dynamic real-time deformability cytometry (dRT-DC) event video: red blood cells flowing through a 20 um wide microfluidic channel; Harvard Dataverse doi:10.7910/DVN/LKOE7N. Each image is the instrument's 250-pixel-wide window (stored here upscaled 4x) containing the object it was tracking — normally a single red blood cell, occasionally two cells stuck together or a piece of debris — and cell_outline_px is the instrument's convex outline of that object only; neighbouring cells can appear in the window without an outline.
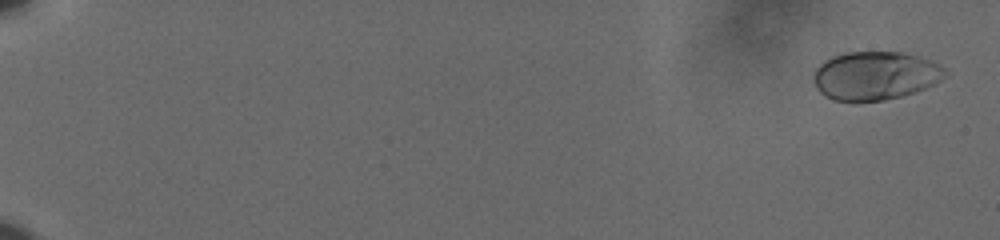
{"species": "human", "species_latin": "Homo sapiens", "temperature_condition": "cold", "stored_images_in_passage": 61, "camera_frame_rate_fps": 3000, "um_per_image_px": 0.085, "donor": {"sex": "male"}, "frame": {"image": 1, "passage_image": 3, "time_ms": 0.667, "image_size_px": [1000, 240], "cell_outline_px": [[948, 76], [916, 92], [884, 100], [832, 100], [824, 96], [816, 88], [812, 80], [812, 76], [816, 68], [824, 60], [832, 56], [844, 52], [904, 52], [920, 56], [932, 60], [940, 64], [948, 72]], "centroid_in_image_um": [74.39, 6.41], "position_along_channel_um": 10.6, "area_um2": 37.45}}
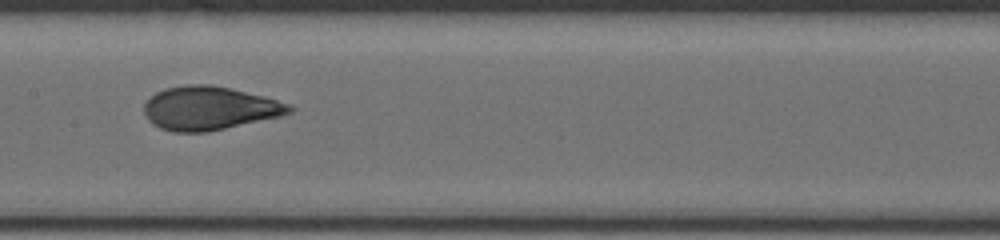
{"frame": {"image": 2, "passage_image": 35, "time_ms": 11.333, "image_size_px": [1000, 240], "cell_outline_px": [[296, 108], [292, 112], [280, 116], [208, 132], [172, 132], [160, 128], [152, 124], [148, 120], [144, 112], [144, 104], [156, 92], [164, 88], [188, 84], [212, 84], [264, 96], [288, 104]], "centroid_in_image_um": [17.78, 9.2], "position_along_channel_um": 189.6, "area_um2": 36.88}}
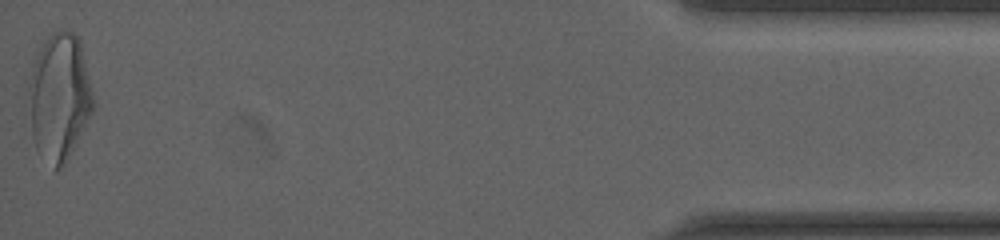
{"frame": {"image": 3, "passage_image": 61, "time_ms": 20.0, "image_size_px": [1000, 240], "cell_outline_px": [[92, 112], [68, 160], [60, 168], [56, 168], [36, 148], [32, 136], [28, 88], [28, 84], [32, 64], [44, 40], [52, 32], [60, 28], [64, 28], [72, 32], [80, 40], [92, 92]], "centroid_in_image_um": [5.03, 8.18], "position_along_channel_um": 430.2, "area_um2": 47.28}, "authors_computed_cell_mechanics": {"area_um2": 36.5874, "velocity_mm_per_s": 3.6228, "shape_relaxation_time_tau1_ms": 4.5023, "shape_relaxation_time_tau2_ms": null, "deformation_change_tau1": 0.1771, "deformation_change_tau2": null}}